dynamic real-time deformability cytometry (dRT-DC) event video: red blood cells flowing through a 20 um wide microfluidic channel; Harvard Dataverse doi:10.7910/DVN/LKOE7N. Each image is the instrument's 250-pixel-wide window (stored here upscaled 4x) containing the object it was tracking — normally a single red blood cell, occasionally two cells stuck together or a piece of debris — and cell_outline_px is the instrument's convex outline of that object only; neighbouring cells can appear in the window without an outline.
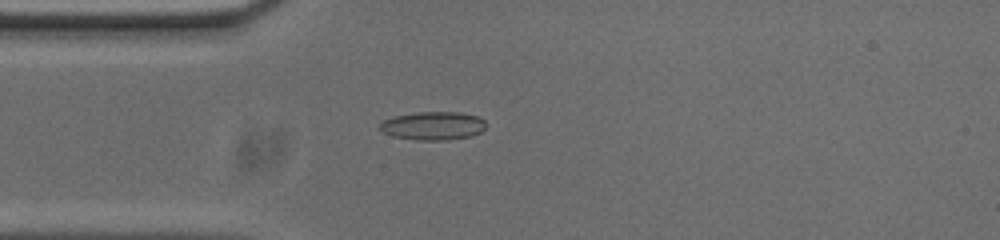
{"species": "common noctule bat (a hibernating species)", "species_latin": "Nyctalus noctula", "temperature_condition": "cold", "stored_images_in_passage": 46, "camera_frame_rate_fps": 3000, "um_per_image_px": 0.085, "animal": {"sex": "male", "body_mass_g": 20.0, "forearm_length_mm": 53.3}, "frame": {"image": 1, "passage_image": 6, "time_ms": 1.667, "image_size_px": [1000, 240], "cell_outline_px": [[484, 128], [480, 132], [472, 136], [444, 140], [416, 140], [392, 136], [384, 132], [380, 128], [380, 124], [384, 120], [396, 116], [416, 112], [456, 112], [476, 116], [484, 120]], "centroid_in_image_um": [36.8, 10.7], "position_along_channel_um": 48.2, "area_um2": 17.28}}
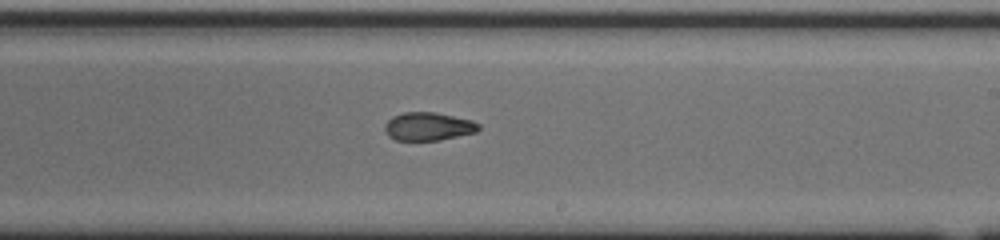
{"frame": {"image": 2, "passage_image": 23, "time_ms": 7.333, "image_size_px": [1000, 240], "cell_outline_px": [[480, 128], [476, 132], [440, 140], [396, 140], [388, 136], [384, 128], [384, 124], [392, 116], [404, 112], [436, 112], [472, 120], [480, 124]], "centroid_in_image_um": [36.4, 10.74], "position_along_channel_um": 252.6, "area_um2": 15.49}}
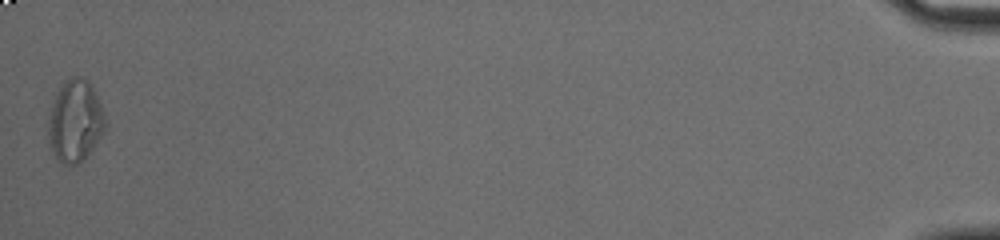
{"frame": {"image": 3, "passage_image": 46, "time_ms": 15.0, "image_size_px": [1000, 240], "cell_outline_px": [[104, 128], [100, 136], [84, 160], [76, 164], [64, 164], [56, 156], [48, 140], [48, 124], [56, 92], [72, 76], [80, 76], [88, 80], [92, 84], [100, 104], [104, 116]], "centroid_in_image_um": [6.39, 10.27], "position_along_channel_um": 428.8, "area_um2": 26.47}, "authors_computed_cell_mechanics": {"area_um2": 16.473, "velocity_mm_per_s": 3.7175, "shape_relaxation_time_tau1_ms": null, "shape_relaxation_time_tau2_ms": 4.0527, "deformation_change_tau1": null, "deformation_change_tau2": 0.0975}}